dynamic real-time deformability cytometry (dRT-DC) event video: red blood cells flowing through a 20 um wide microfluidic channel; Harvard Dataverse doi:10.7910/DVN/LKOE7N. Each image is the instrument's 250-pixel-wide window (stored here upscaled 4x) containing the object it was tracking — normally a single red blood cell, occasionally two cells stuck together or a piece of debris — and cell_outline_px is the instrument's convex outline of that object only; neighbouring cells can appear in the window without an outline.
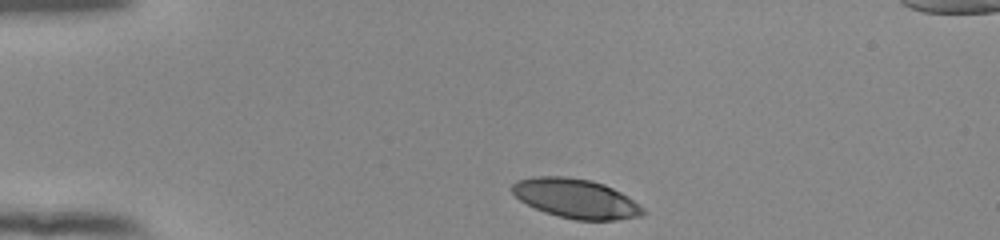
{"species": "human", "species_latin": "Homo sapiens", "temperature_condition": "room temperature", "stored_images_in_passage": 36, "camera_frame_rate_fps": 3000, "um_per_image_px": 0.085, "donor": {"sex": "female"}, "frame": {"image": 1, "passage_image": 1, "time_ms": 0.0, "image_size_px": [1000, 240], "cell_outline_px": [[644, 212], [640, 216], [616, 220], [576, 220], [544, 212], [520, 200], [508, 188], [516, 180], [536, 176], [564, 176], [592, 180], [604, 184], [628, 196], [644, 208]], "centroid_in_image_um": [48.93, 16.86], "position_along_channel_um": 36.1, "area_um2": 30.0}}
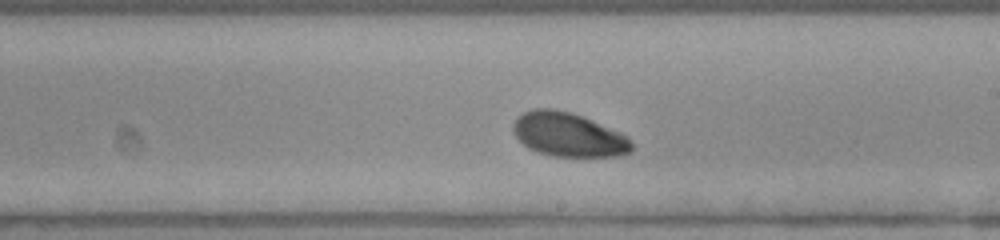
{"frame": {"image": 2, "passage_image": 21, "time_ms": 6.667, "image_size_px": [1000, 240], "cell_outline_px": [[632, 152], [616, 156], [552, 156], [528, 148], [512, 132], [512, 124], [516, 116], [532, 108], [552, 108], [568, 112], [592, 120], [620, 132], [628, 136], [632, 140]], "centroid_in_image_um": [48.3, 11.44], "position_along_channel_um": 240.7, "area_um2": 30.4}}
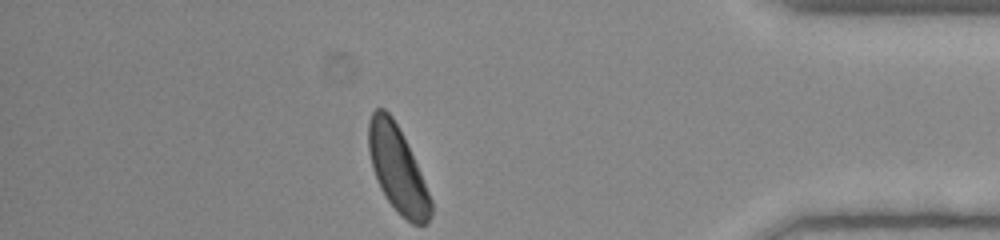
{"frame": {"image": 3, "passage_image": 36, "time_ms": 11.667, "image_size_px": [1000, 240], "cell_outline_px": [[432, 216], [428, 224], [412, 224], [388, 200], [380, 188], [372, 168], [368, 148], [368, 124], [372, 112], [376, 108], [384, 108], [392, 116], [420, 172], [432, 200]], "centroid_in_image_um": [33.78, 14.38], "position_along_channel_um": 401.4, "area_um2": 30.52}, "authors_computed_cell_mechanics": {"area_um2": 30.8074, "velocity_mm_per_s": 3.8653, "shape_relaxation_time_tau1_ms": 2.6627, "shape_relaxation_time_tau2_ms": null, "deformation_change_tau1": 0.1252, "deformation_change_tau2": null}}